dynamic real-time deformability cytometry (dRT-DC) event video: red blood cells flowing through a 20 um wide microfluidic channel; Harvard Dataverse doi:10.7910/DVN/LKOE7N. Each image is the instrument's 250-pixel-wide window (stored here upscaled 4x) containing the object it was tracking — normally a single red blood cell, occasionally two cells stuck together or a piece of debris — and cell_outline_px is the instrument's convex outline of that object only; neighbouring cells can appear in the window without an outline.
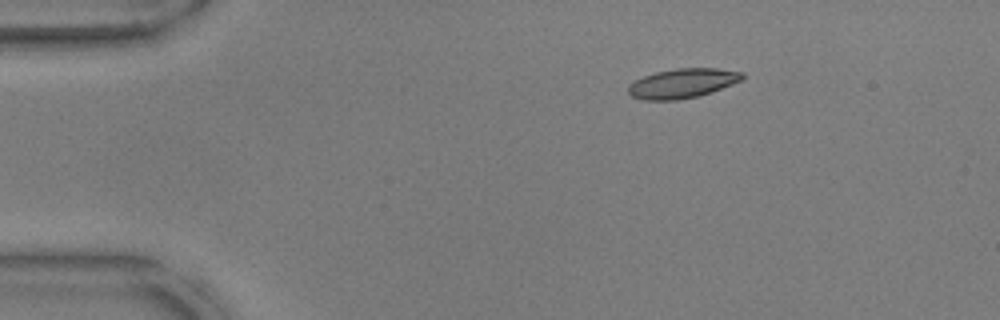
{"species": "common noctule bat (a hibernating species)", "species_latin": "Nyctalus noctula", "temperature_condition": "warm", "stored_images_in_passage": 45, "camera_frame_rate_fps": 3000, "um_per_image_px": 0.085, "animal": {"sex": "male", "body_mass_g": 17.9, "forearm_length_mm": 54.2}, "frame": {"image": 1, "passage_image": 1, "time_ms": 0.0, "image_size_px": [1000, 320], "cell_outline_px": [[744, 76], [740, 80], [732, 84], [712, 92], [696, 96], [676, 100], [644, 100], [632, 96], [628, 92], [628, 84], [644, 76], [656, 72], [676, 68], [716, 68], [744, 72]], "centroid_in_image_um": [58.0, 7.08], "position_along_channel_um": 27.0, "area_um2": 19.48}}
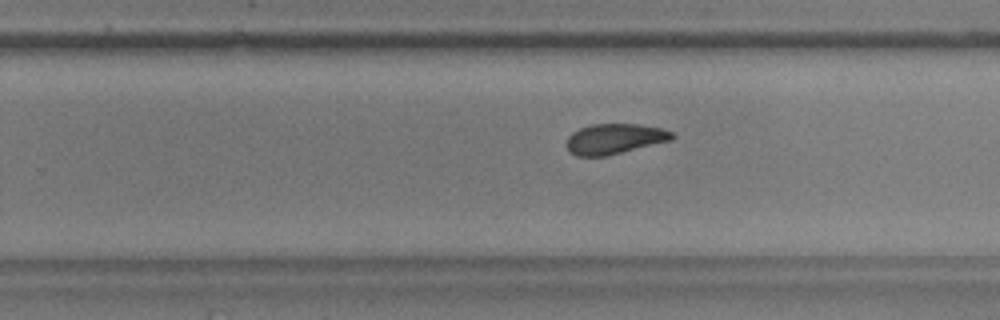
{"frame": {"image": 2, "passage_image": 26, "time_ms": 8.333, "image_size_px": [1000, 320], "cell_outline_px": [[676, 136], [672, 140], [604, 156], [576, 156], [564, 144], [568, 136], [572, 132], [580, 128], [592, 124], [636, 124], [660, 128], [672, 132]], "centroid_in_image_um": [52.21, 11.79], "position_along_channel_um": 277.6, "area_um2": 18.5}}
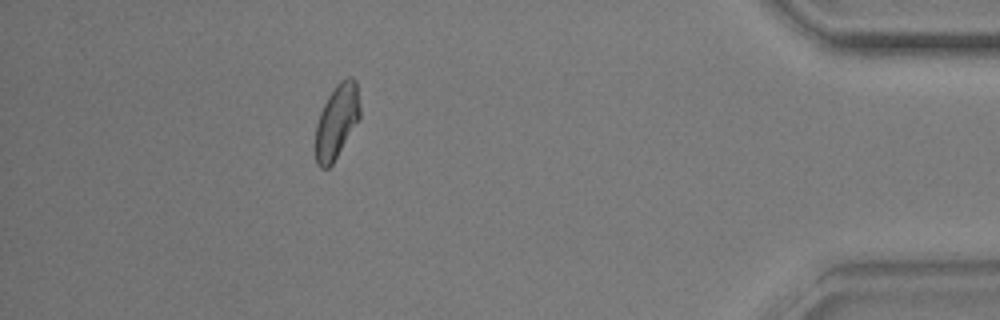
{"frame": {"image": 3, "passage_image": 40, "time_ms": 13.0, "image_size_px": [1000, 320], "cell_outline_px": [[360, 116], [332, 164], [328, 168], [320, 168], [316, 164], [316, 124], [320, 112], [328, 96], [336, 84], [340, 80], [348, 76], [352, 76], [356, 80], [360, 108]], "centroid_in_image_um": [28.62, 10.28], "position_along_channel_um": 406.6, "area_um2": 18.96}, "authors_computed_cell_mechanics": {"area_um2": 19.4786, "velocity_mm_per_s": 3.789, "shape_relaxation_time_tau1_ms": null, "shape_relaxation_time_tau2_ms": 2.7263, "deformation_change_tau1": null, "deformation_change_tau2": 0.0901}}